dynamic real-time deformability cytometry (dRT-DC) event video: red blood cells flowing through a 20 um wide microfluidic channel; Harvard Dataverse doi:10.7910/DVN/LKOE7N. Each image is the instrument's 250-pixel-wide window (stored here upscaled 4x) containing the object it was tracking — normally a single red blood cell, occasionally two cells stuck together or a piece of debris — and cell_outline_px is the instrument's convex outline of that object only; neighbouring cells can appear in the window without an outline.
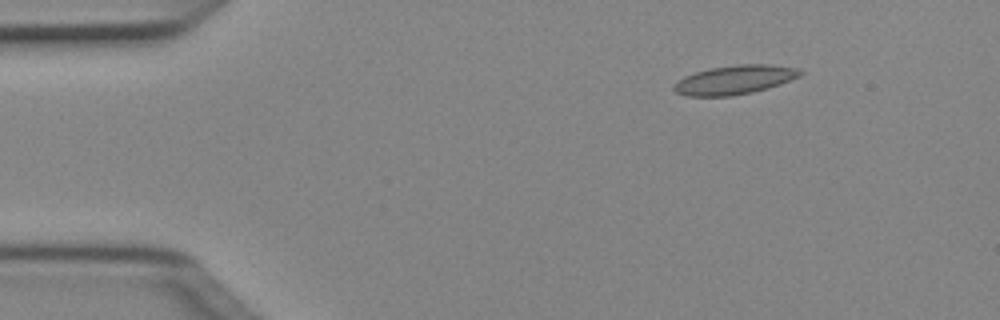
{"species": "Egyptian fruit bat (a non-hibernating species)", "species_latin": "Rousettus aegyptiacus", "temperature_condition": "cold", "stored_images_in_passage": 3, "segment_of_instrument_passage": [1, 2], "camera_frame_rate_fps": 3000, "um_per_image_px": 0.085, "animal": {"sex": "female"}, "frame": {"image": 1, "passage_image": 1, "time_ms": 0.0, "image_size_px": [1000, 320], "cell_outline_px": [[804, 72], [800, 76], [780, 84], [752, 92], [732, 96], [688, 96], [676, 92], [672, 88], [672, 84], [676, 80], [684, 76], [708, 68], [736, 64], [768, 64], [796, 68]], "centroid_in_image_um": [62.4, 6.78], "position_along_channel_um": 22.6, "area_um2": 21.44}}